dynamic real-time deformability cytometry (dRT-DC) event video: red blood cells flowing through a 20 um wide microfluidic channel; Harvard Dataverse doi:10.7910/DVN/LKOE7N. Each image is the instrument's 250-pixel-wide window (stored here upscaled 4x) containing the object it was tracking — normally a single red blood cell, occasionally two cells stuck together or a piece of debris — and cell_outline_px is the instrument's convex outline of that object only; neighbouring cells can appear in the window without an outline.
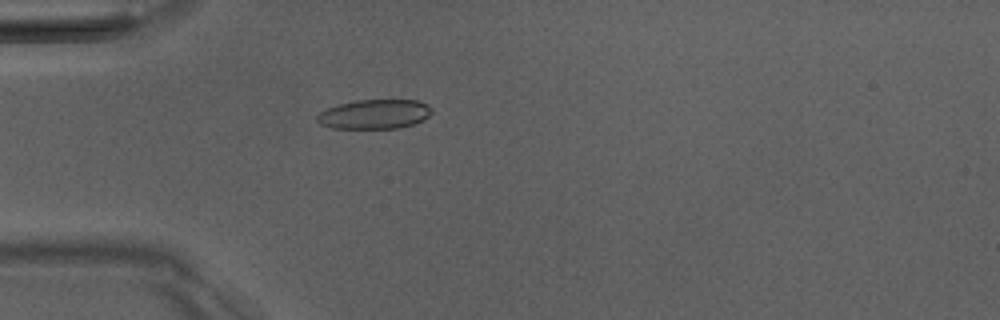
{"species": "Egyptian fruit bat (a non-hibernating species)", "species_latin": "Rousettus aegyptiacus", "temperature_condition": "room temperature", "stored_images_in_passage": 5, "camera_frame_rate_fps": 3000, "um_per_image_px": 0.085, "animal": {"sex": "male"}, "frame": {"image": 1, "passage_image": 5, "time_ms": 4.667, "image_size_px": [1000, 320], "cell_outline_px": [[432, 112], [428, 116], [412, 124], [396, 128], [332, 128], [320, 124], [316, 120], [316, 116], [320, 112], [328, 108], [340, 104], [356, 100], [416, 100], [428, 104], [432, 108]], "centroid_in_image_um": [31.81, 9.7], "position_along_channel_um": 53.2, "area_um2": 19.48}}